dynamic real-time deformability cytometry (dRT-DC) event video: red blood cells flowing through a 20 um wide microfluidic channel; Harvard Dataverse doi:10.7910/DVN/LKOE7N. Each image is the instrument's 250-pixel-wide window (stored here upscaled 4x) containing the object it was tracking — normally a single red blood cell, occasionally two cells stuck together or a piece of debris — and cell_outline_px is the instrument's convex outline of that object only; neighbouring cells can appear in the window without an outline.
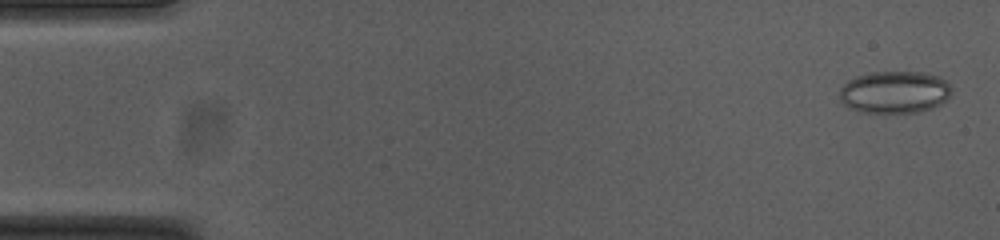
{"species": "common noctule bat (a hibernating species)", "species_latin": "Nyctalus noctula", "temperature_condition": "cold", "stored_images_in_passage": 53, "camera_frame_rate_fps": 3000, "um_per_image_px": 0.085, "animal": {"sex": "female", "body_mass_g": 23.0, "forearm_length_mm": 53.4}, "frame": {"image": 1, "passage_image": 1, "time_ms": 0.0, "image_size_px": [1000, 240], "cell_outline_px": [[952, 88], [948, 96], [940, 104], [932, 108], [920, 112], [860, 112], [848, 108], [840, 100], [840, 88], [848, 80], [856, 76], [872, 72], [924, 72], [940, 76]], "centroid_in_image_um": [76.02, 7.83], "position_along_channel_um": 9.0, "area_um2": 27.57}}
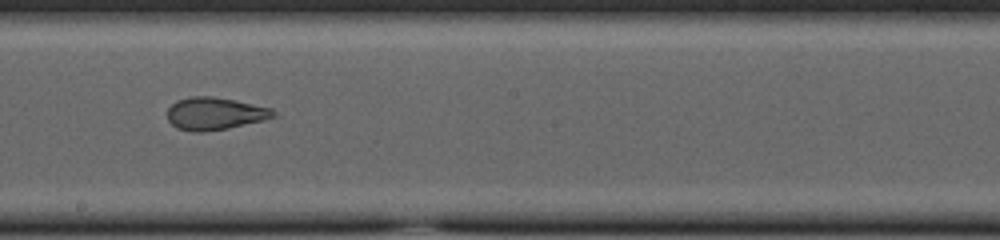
{"frame": {"image": 2, "passage_image": 29, "time_ms": 9.333, "image_size_px": [1000, 240], "cell_outline_px": [[276, 116], [264, 120], [228, 128], [200, 132], [192, 132], [176, 128], [168, 120], [168, 108], [176, 100], [192, 96], [212, 96], [272, 108], [276, 112]], "centroid_in_image_um": [18.25, 9.66], "position_along_channel_um": 230.0, "area_um2": 20.0}}
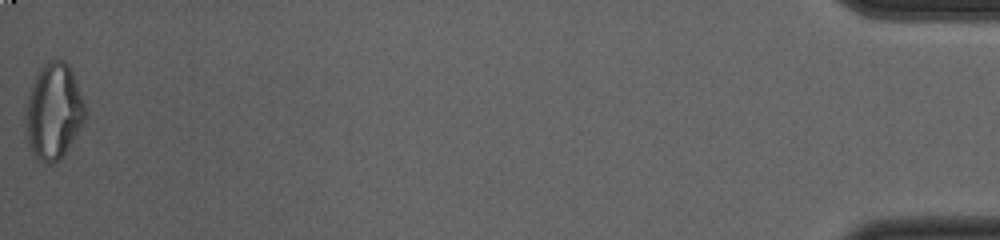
{"frame": {"image": 3, "passage_image": 53, "time_ms": 17.333, "image_size_px": [1000, 240], "cell_outline_px": [[84, 120], [64, 156], [52, 164], [48, 164], [40, 160], [32, 152], [28, 140], [28, 96], [32, 84], [40, 68], [44, 64], [56, 56], [60, 56], [68, 64], [72, 72], [84, 100]], "centroid_in_image_um": [4.59, 9.43], "position_along_channel_um": 430.6, "area_um2": 32.54}, "authors_computed_cell_mechanics": {"area_um2": 24.7962, "velocity_mm_per_s": 3.7672, "shape_relaxation_time_tau1_ms": null, "shape_relaxation_time_tau2_ms": 1.4047, "deformation_change_tau1": null, "deformation_change_tau2": 0.0823}}